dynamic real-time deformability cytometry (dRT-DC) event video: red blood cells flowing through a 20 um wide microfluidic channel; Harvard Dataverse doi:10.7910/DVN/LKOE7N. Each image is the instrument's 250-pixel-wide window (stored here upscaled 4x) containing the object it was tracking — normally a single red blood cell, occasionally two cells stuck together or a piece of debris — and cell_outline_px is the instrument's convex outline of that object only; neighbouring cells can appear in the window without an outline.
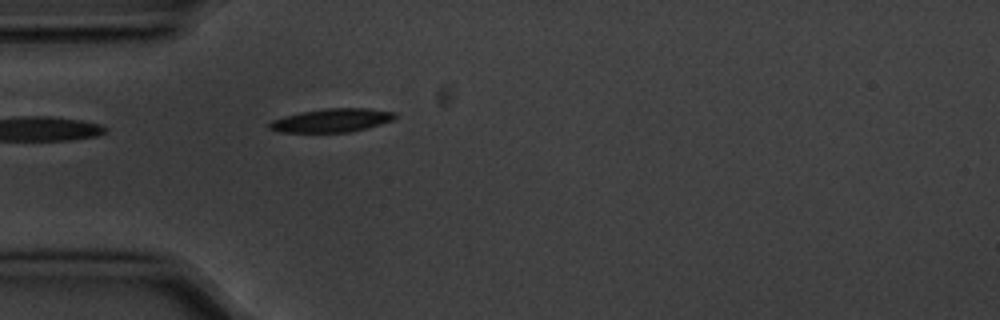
{"species": "common noctule bat (a hibernating species)", "species_latin": "Nyctalus noctula", "temperature_condition": "cold", "stored_images_in_passage": 4, "camera_frame_rate_fps": 3000, "um_per_image_px": 0.085, "animal": {"sex": "male", "body_mass_g": 20.1, "forearm_length_mm": 53.5}, "frame": {"image": 1, "passage_image": 4, "time_ms": 1.0, "image_size_px": [1000, 320], "cell_outline_px": [[396, 116], [392, 120], [380, 124], [348, 132], [280, 132], [268, 128], [268, 124], [272, 120], [284, 116], [300, 112], [324, 108], [368, 108], [396, 112]], "centroid_in_image_um": [28.17, 10.22], "position_along_channel_um": 56.8, "area_um2": 17.11}}